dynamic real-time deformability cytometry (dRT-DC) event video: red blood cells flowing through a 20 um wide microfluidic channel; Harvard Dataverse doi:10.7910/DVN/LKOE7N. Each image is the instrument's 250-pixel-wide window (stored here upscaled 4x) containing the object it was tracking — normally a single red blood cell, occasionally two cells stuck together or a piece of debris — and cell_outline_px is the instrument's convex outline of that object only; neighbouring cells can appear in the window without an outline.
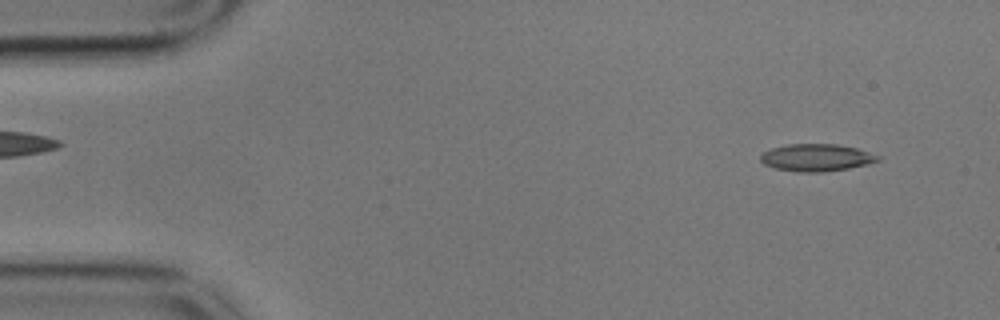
{"species": "common noctule bat (a hibernating species)", "species_latin": "Nyctalus noctula", "temperature_condition": "cold", "stored_images_in_passage": 12, "camera_frame_rate_fps": 3000, "um_per_image_px": 0.085, "animal": {"sex": "male", "body_mass_g": 17.9}, "frame": {"image": 1, "passage_image": 4, "time_ms": 1.0, "image_size_px": [1000, 320], "cell_outline_px": [[884, 156], [880, 160], [868, 164], [848, 168], [824, 172], [800, 172], [776, 168], [764, 164], [760, 160], [760, 156], [764, 152], [772, 148], [788, 144], [836, 144], [856, 148]], "centroid_in_image_um": [69.45, 13.39], "position_along_channel_um": 15.6, "area_um2": 18.67}}